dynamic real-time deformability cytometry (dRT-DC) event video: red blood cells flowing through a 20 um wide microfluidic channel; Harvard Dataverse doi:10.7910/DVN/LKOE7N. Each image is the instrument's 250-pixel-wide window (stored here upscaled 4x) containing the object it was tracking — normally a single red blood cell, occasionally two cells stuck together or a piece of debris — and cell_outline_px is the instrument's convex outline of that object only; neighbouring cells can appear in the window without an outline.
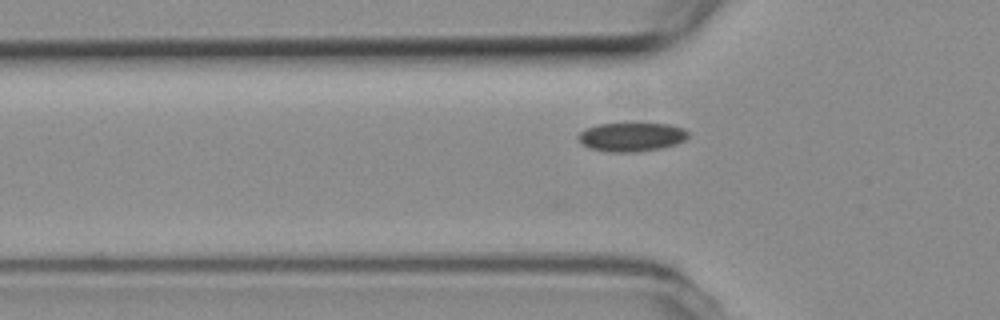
{"species": "common noctule bat (a hibernating species)", "species_latin": "Nyctalus noctula", "temperature_condition": "room temperature", "stored_images_in_passage": 5, "camera_frame_rate_fps": 3000, "um_per_image_px": 0.085, "animal": {"sex": "female", "body_mass_g": 19.3, "forearm_length_mm": 54.1}, "frame": {"image": 1, "passage_image": 2, "time_ms": 0.333, "image_size_px": [1000, 320], "cell_outline_px": [[688, 136], [684, 140], [676, 144], [660, 148], [636, 152], [612, 152], [592, 148], [584, 144], [576, 136], [580, 132], [596, 124], [668, 124], [684, 128], [688, 132]], "centroid_in_image_um": [53.7, 11.64], "position_along_channel_um": 72.1, "area_um2": 18.15}}